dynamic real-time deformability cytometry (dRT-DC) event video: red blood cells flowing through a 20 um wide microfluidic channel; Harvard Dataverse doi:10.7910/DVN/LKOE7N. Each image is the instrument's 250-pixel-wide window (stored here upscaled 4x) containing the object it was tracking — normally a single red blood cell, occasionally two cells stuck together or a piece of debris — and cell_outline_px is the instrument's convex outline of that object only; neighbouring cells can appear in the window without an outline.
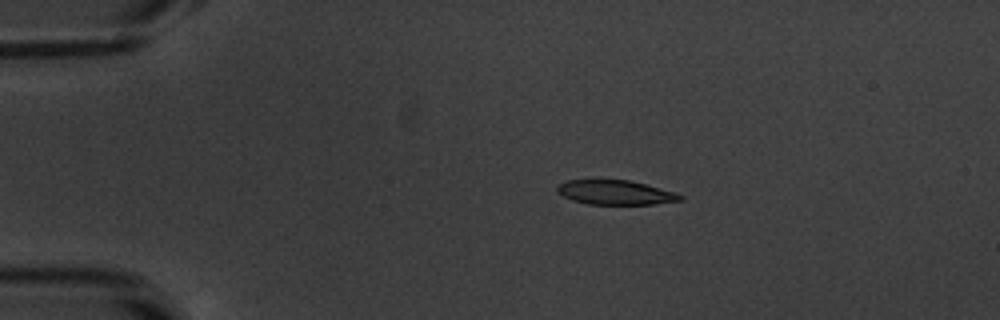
{"species": "common noctule bat (a hibernating species)", "species_latin": "Nyctalus noctula", "temperature_condition": "warm", "stored_images_in_passage": 40, "camera_frame_rate_fps": 3000, "um_per_image_px": 0.085, "animal": {"sex": "male", "body_mass_g": 20.1, "forearm_length_mm": 53.5}, "frame": {"image": 1, "passage_image": 5, "time_ms": 1.333, "image_size_px": [1000, 320], "cell_outline_px": [[684, 200], [656, 204], [588, 204], [572, 200], [556, 192], [556, 188], [560, 184], [568, 180], [628, 180], [676, 192], [684, 196]], "centroid_in_image_um": [52.34, 16.37], "position_along_channel_um": 32.7, "area_um2": 17.46}}
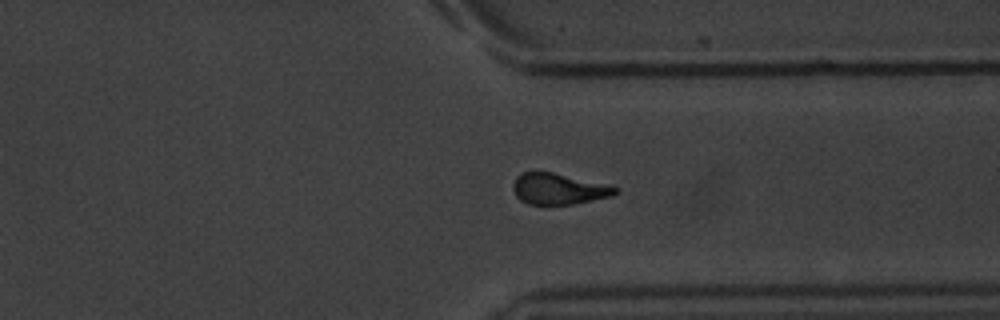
{"frame": {"image": 2, "passage_image": 35, "time_ms": 11.333, "image_size_px": [1000, 320], "cell_outline_px": [[620, 192], [612, 196], [576, 204], [528, 204], [520, 200], [516, 196], [512, 188], [512, 184], [516, 176], [520, 172], [552, 172], [612, 184], [620, 188]], "centroid_in_image_um": [47.55, 16.04], "position_along_channel_um": 363.9, "area_um2": 19.02}}
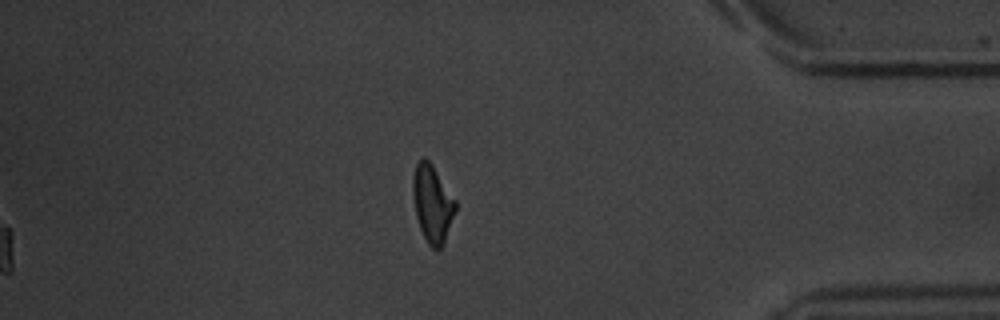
{"frame": {"image": 3, "passage_image": 40, "time_ms": 13.0, "image_size_px": [1000, 320], "cell_outline_px": [[456, 212], [444, 244], [440, 248], [432, 248], [428, 244], [420, 228], [416, 216], [412, 196], [412, 176], [416, 164], [424, 156], [432, 164], [456, 200]], "centroid_in_image_um": [36.75, 17.3], "position_along_channel_um": 398.4, "area_um2": 19.36}, "authors_computed_cell_mechanics": {"area_um2": 19.1896, "velocity_mm_per_s": 3.8405, "shape_relaxation_time_tau1_ms": 2.7216, "shape_relaxation_time_tau2_ms": 1.1506, "deformation_change_tau1": 0.1482, "deformation_change_tau2": 0.0762}}